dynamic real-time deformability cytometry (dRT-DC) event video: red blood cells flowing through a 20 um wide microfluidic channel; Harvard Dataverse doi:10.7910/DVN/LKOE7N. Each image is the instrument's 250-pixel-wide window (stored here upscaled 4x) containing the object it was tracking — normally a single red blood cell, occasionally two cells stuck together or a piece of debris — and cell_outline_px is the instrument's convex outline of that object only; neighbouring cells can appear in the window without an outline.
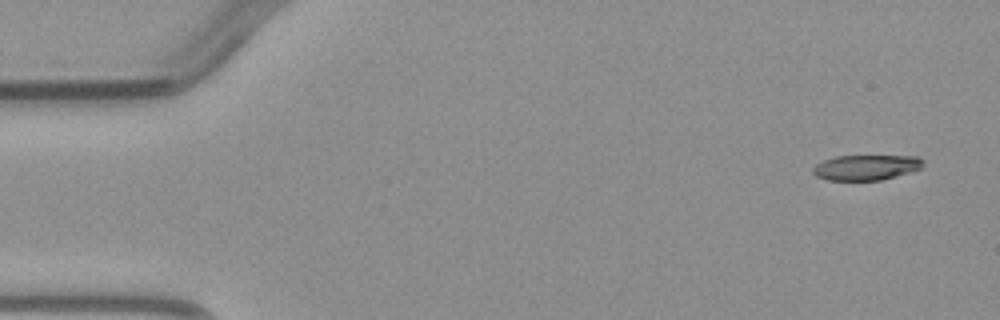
{"species": "common noctule bat (a hibernating species)", "species_latin": "Nyctalus noctula", "temperature_condition": "warm", "stored_images_in_passage": 4, "camera_frame_rate_fps": 3000, "um_per_image_px": 0.085, "animal": {"sex": "male", "body_mass_g": 23.1, "forearm_length_mm": 52.7}, "frame": {"image": 1, "passage_image": 1, "time_ms": 0.0, "image_size_px": [1000, 320], "cell_outline_px": [[924, 168], [896, 176], [880, 180], [828, 180], [816, 176], [812, 172], [812, 168], [816, 164], [824, 160], [836, 156], [920, 156], [924, 160]], "centroid_in_image_um": [73.66, 14.22], "position_along_channel_um": 11.3, "area_um2": 16.36}}
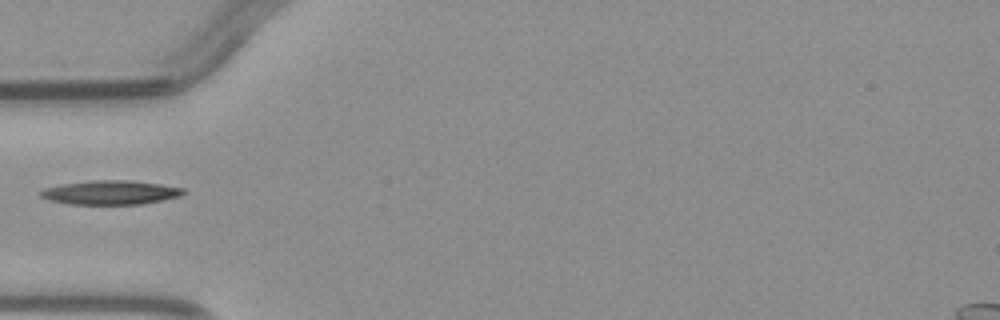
{"frame": {"image": 2, "passage_image": 4, "time_ms": 4.333, "image_size_px": [1000, 320], "cell_outline_px": [[184, 192], [180, 196], [144, 204], [68, 204], [48, 200], [40, 196], [40, 192], [44, 188], [64, 184], [92, 180], [128, 180], [160, 184], [184, 188]], "centroid_in_image_um": [9.38, 16.36], "position_along_channel_um": 75.6, "area_um2": 19.94}}